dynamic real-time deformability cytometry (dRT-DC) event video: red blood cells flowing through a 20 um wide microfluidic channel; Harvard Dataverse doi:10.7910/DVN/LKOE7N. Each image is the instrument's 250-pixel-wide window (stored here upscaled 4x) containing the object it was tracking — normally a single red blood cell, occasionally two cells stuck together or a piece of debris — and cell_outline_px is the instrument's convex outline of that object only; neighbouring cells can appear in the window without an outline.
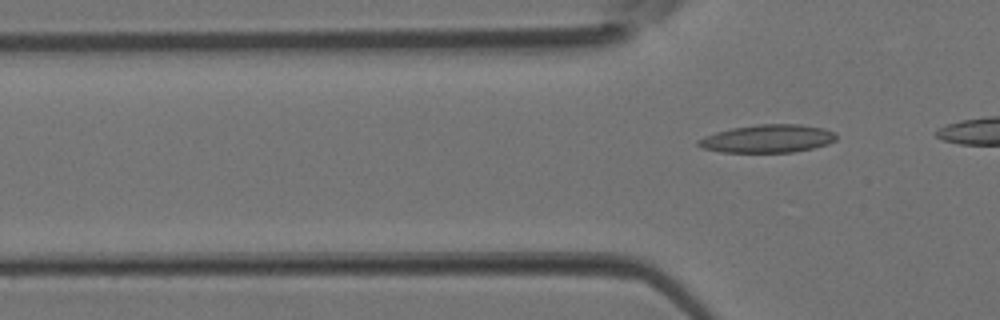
{"species": "Egyptian fruit bat (a non-hibernating species)", "species_latin": "Rousettus aegyptiacus", "temperature_condition": "room temperature", "stored_images_in_passage": 2, "camera_frame_rate_fps": 3000, "um_per_image_px": 0.085, "animal": {"sex": "female"}, "frame": {"image": 1, "passage_image": 2, "time_ms": 0.333, "image_size_px": [1000, 320], "cell_outline_px": [[836, 140], [828, 144], [812, 148], [792, 152], [720, 152], [700, 148], [696, 144], [696, 140], [704, 136], [716, 132], [732, 128], [760, 124], [800, 124], [824, 128], [836, 132]], "centroid_in_image_um": [65.23, 11.78], "position_along_channel_um": 60.6, "area_um2": 22.66}}